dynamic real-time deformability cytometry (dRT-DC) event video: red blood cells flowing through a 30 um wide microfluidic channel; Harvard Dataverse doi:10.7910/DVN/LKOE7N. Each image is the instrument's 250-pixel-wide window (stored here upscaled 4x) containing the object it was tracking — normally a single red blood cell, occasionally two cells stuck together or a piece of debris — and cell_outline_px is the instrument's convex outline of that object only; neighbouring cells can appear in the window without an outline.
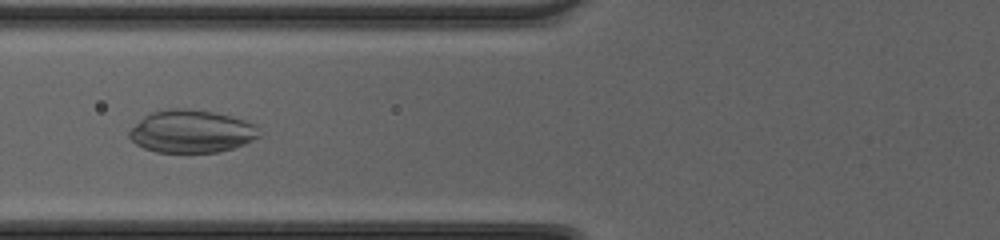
{"species": "common noctule bat (a hibernating species)", "species_latin": "Nyctalus noctula", "temperature_condition": "cold", "stored_images_in_passage": 49, "camera_frame_rate_fps": 3000, "um_per_image_px": 0.085, "animal": {"sex": "female", "body_mass_g": 20.0, "forearm_length_mm": 54.0}, "frame": {"image": 1, "passage_image": 21, "time_ms": 6.667, "image_size_px": [1000, 240], "cell_outline_px": [[260, 136], [244, 144], [220, 152], [156, 152], [144, 148], [136, 144], [128, 136], [128, 132], [144, 116], [152, 112], [168, 108], [188, 108], [212, 112], [228, 116], [252, 124]], "centroid_in_image_um": [16.21, 11.17], "position_along_channel_um": 109.6, "area_um2": 31.85}}
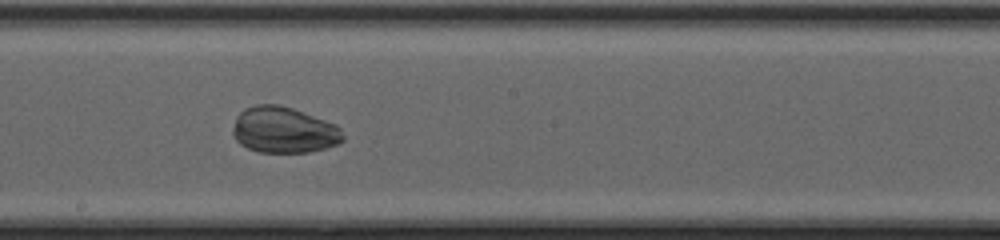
{"frame": {"image": 2, "passage_image": 29, "time_ms": 9.333, "image_size_px": [1000, 240], "cell_outline_px": [[344, 140], [336, 144], [324, 148], [308, 152], [256, 152], [240, 144], [236, 140], [232, 132], [236, 116], [244, 108], [256, 104], [280, 104], [292, 108], [336, 124], [340, 128], [344, 136]], "centroid_in_image_um": [24.1, 11.04], "position_along_channel_um": 224.1, "area_um2": 29.65}}
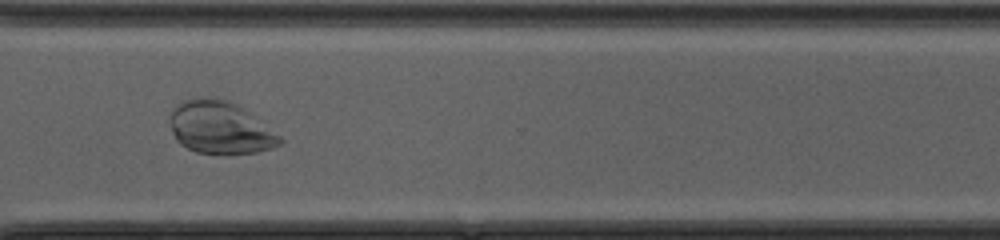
{"frame": {"image": 3, "passage_image": 38, "time_ms": 12.333, "image_size_px": [1000, 240], "cell_outline_px": [[284, 140], [280, 144], [272, 148], [256, 152], [196, 152], [180, 144], [176, 140], [172, 132], [168, 120], [168, 116], [176, 104], [180, 100], [200, 96], [216, 96], [228, 100], [244, 108], [280, 136]], "centroid_in_image_um": [18.65, 10.78], "position_along_channel_um": 352.0, "area_um2": 33.76}}